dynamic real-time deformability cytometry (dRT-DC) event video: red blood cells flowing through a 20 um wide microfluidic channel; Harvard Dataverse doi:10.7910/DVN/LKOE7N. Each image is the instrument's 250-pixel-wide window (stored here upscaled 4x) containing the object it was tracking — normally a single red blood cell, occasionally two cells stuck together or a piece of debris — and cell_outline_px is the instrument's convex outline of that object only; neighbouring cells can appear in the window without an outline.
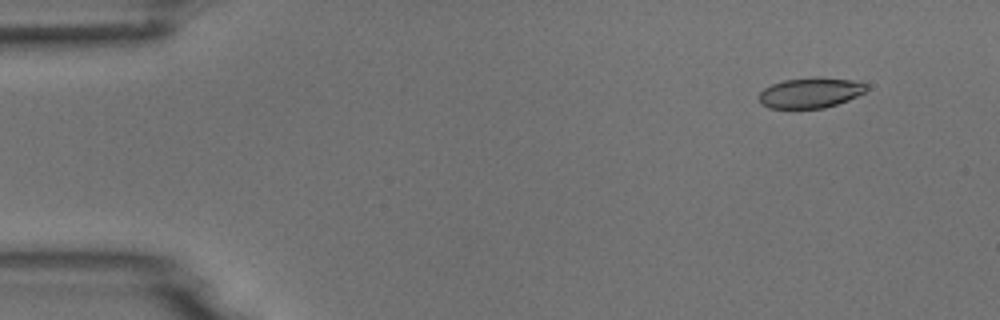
{"species": "common noctule bat (a hibernating species)", "species_latin": "Nyctalus noctula", "temperature_condition": "room temperature", "stored_images_in_passage": 6, "camera_frame_rate_fps": 3000, "um_per_image_px": 0.085, "animal": {"sex": "male", "body_mass_g": 18.8}, "frame": {"image": 1, "passage_image": 2, "time_ms": 1.333, "image_size_px": [1000, 320], "cell_outline_px": [[868, 88], [864, 92], [848, 100], [824, 108], [768, 108], [760, 104], [760, 92], [764, 88], [772, 84], [784, 80], [816, 76], [852, 80], [868, 84]], "centroid_in_image_um": [68.88, 7.87], "position_along_channel_um": 16.1, "area_um2": 19.07}}
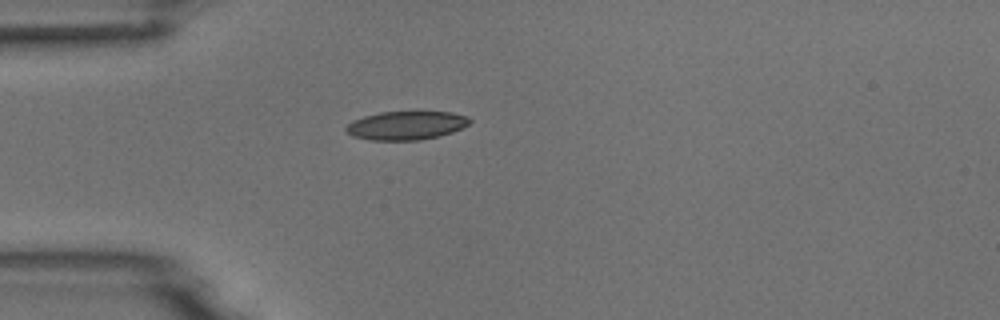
{"frame": {"image": 2, "passage_image": 5, "time_ms": 4.667, "image_size_px": [1000, 320], "cell_outline_px": [[472, 120], [468, 124], [452, 132], [440, 136], [420, 140], [372, 140], [352, 136], [344, 132], [344, 128], [352, 120], [364, 116], [380, 112], [452, 112], [468, 116]], "centroid_in_image_um": [34.5, 10.66], "position_along_channel_um": 50.5, "area_um2": 20.69}}